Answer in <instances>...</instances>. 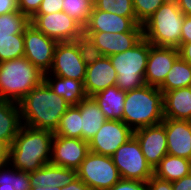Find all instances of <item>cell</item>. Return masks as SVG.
<instances>
[{
	"label": "cell",
	"instance_id": "cell-1",
	"mask_svg": "<svg viewBox=\"0 0 191 190\" xmlns=\"http://www.w3.org/2000/svg\"><path fill=\"white\" fill-rule=\"evenodd\" d=\"M22 125L55 132L70 105L43 81L20 102ZM24 123V124H23Z\"/></svg>",
	"mask_w": 191,
	"mask_h": 190
},
{
	"label": "cell",
	"instance_id": "cell-2",
	"mask_svg": "<svg viewBox=\"0 0 191 190\" xmlns=\"http://www.w3.org/2000/svg\"><path fill=\"white\" fill-rule=\"evenodd\" d=\"M53 137V131L22 125L10 146V166L32 172L49 164Z\"/></svg>",
	"mask_w": 191,
	"mask_h": 190
},
{
	"label": "cell",
	"instance_id": "cell-3",
	"mask_svg": "<svg viewBox=\"0 0 191 190\" xmlns=\"http://www.w3.org/2000/svg\"><path fill=\"white\" fill-rule=\"evenodd\" d=\"M164 120L163 92L150 85L126 92L122 121L133 131Z\"/></svg>",
	"mask_w": 191,
	"mask_h": 190
},
{
	"label": "cell",
	"instance_id": "cell-4",
	"mask_svg": "<svg viewBox=\"0 0 191 190\" xmlns=\"http://www.w3.org/2000/svg\"><path fill=\"white\" fill-rule=\"evenodd\" d=\"M44 81V73L26 57L0 63V97L20 102L33 88Z\"/></svg>",
	"mask_w": 191,
	"mask_h": 190
},
{
	"label": "cell",
	"instance_id": "cell-5",
	"mask_svg": "<svg viewBox=\"0 0 191 190\" xmlns=\"http://www.w3.org/2000/svg\"><path fill=\"white\" fill-rule=\"evenodd\" d=\"M185 15L175 0H168L143 24V37L152 45L178 48Z\"/></svg>",
	"mask_w": 191,
	"mask_h": 190
},
{
	"label": "cell",
	"instance_id": "cell-6",
	"mask_svg": "<svg viewBox=\"0 0 191 190\" xmlns=\"http://www.w3.org/2000/svg\"><path fill=\"white\" fill-rule=\"evenodd\" d=\"M150 42L144 37L131 49L108 56L116 70V86L128 92L145 85V70L149 55Z\"/></svg>",
	"mask_w": 191,
	"mask_h": 190
},
{
	"label": "cell",
	"instance_id": "cell-7",
	"mask_svg": "<svg viewBox=\"0 0 191 190\" xmlns=\"http://www.w3.org/2000/svg\"><path fill=\"white\" fill-rule=\"evenodd\" d=\"M89 54L84 38L78 41L58 42L51 69L45 74L84 81Z\"/></svg>",
	"mask_w": 191,
	"mask_h": 190
},
{
	"label": "cell",
	"instance_id": "cell-8",
	"mask_svg": "<svg viewBox=\"0 0 191 190\" xmlns=\"http://www.w3.org/2000/svg\"><path fill=\"white\" fill-rule=\"evenodd\" d=\"M76 172L92 190H108L121 179L111 157L92 152L87 154Z\"/></svg>",
	"mask_w": 191,
	"mask_h": 190
},
{
	"label": "cell",
	"instance_id": "cell-9",
	"mask_svg": "<svg viewBox=\"0 0 191 190\" xmlns=\"http://www.w3.org/2000/svg\"><path fill=\"white\" fill-rule=\"evenodd\" d=\"M111 158L118 168L121 179L147 182L154 175V169L147 162L134 136L122 144Z\"/></svg>",
	"mask_w": 191,
	"mask_h": 190
},
{
	"label": "cell",
	"instance_id": "cell-10",
	"mask_svg": "<svg viewBox=\"0 0 191 190\" xmlns=\"http://www.w3.org/2000/svg\"><path fill=\"white\" fill-rule=\"evenodd\" d=\"M30 24L57 42L78 41L84 38V28L64 11L34 14Z\"/></svg>",
	"mask_w": 191,
	"mask_h": 190
},
{
	"label": "cell",
	"instance_id": "cell-11",
	"mask_svg": "<svg viewBox=\"0 0 191 190\" xmlns=\"http://www.w3.org/2000/svg\"><path fill=\"white\" fill-rule=\"evenodd\" d=\"M143 38V32H84L89 53L112 56L131 49Z\"/></svg>",
	"mask_w": 191,
	"mask_h": 190
},
{
	"label": "cell",
	"instance_id": "cell-12",
	"mask_svg": "<svg viewBox=\"0 0 191 190\" xmlns=\"http://www.w3.org/2000/svg\"><path fill=\"white\" fill-rule=\"evenodd\" d=\"M57 43L30 24L24 31V57L41 72L48 73Z\"/></svg>",
	"mask_w": 191,
	"mask_h": 190
},
{
	"label": "cell",
	"instance_id": "cell-13",
	"mask_svg": "<svg viewBox=\"0 0 191 190\" xmlns=\"http://www.w3.org/2000/svg\"><path fill=\"white\" fill-rule=\"evenodd\" d=\"M133 133L134 131L123 121L107 119L89 141V150L95 154L111 157L133 136Z\"/></svg>",
	"mask_w": 191,
	"mask_h": 190
},
{
	"label": "cell",
	"instance_id": "cell-14",
	"mask_svg": "<svg viewBox=\"0 0 191 190\" xmlns=\"http://www.w3.org/2000/svg\"><path fill=\"white\" fill-rule=\"evenodd\" d=\"M117 73L108 56H99L90 53L86 66L84 88L88 97L114 86Z\"/></svg>",
	"mask_w": 191,
	"mask_h": 190
},
{
	"label": "cell",
	"instance_id": "cell-15",
	"mask_svg": "<svg viewBox=\"0 0 191 190\" xmlns=\"http://www.w3.org/2000/svg\"><path fill=\"white\" fill-rule=\"evenodd\" d=\"M89 152V142L83 139L54 135L50 164L77 170Z\"/></svg>",
	"mask_w": 191,
	"mask_h": 190
},
{
	"label": "cell",
	"instance_id": "cell-16",
	"mask_svg": "<svg viewBox=\"0 0 191 190\" xmlns=\"http://www.w3.org/2000/svg\"><path fill=\"white\" fill-rule=\"evenodd\" d=\"M133 136L139 142L144 157L153 169L168 154L167 136L163 122L136 129Z\"/></svg>",
	"mask_w": 191,
	"mask_h": 190
},
{
	"label": "cell",
	"instance_id": "cell-17",
	"mask_svg": "<svg viewBox=\"0 0 191 190\" xmlns=\"http://www.w3.org/2000/svg\"><path fill=\"white\" fill-rule=\"evenodd\" d=\"M178 58V48L154 46L150 43L144 77L145 83L159 87Z\"/></svg>",
	"mask_w": 191,
	"mask_h": 190
},
{
	"label": "cell",
	"instance_id": "cell-18",
	"mask_svg": "<svg viewBox=\"0 0 191 190\" xmlns=\"http://www.w3.org/2000/svg\"><path fill=\"white\" fill-rule=\"evenodd\" d=\"M84 32H143V25H136L129 17H123L92 7Z\"/></svg>",
	"mask_w": 191,
	"mask_h": 190
},
{
	"label": "cell",
	"instance_id": "cell-19",
	"mask_svg": "<svg viewBox=\"0 0 191 190\" xmlns=\"http://www.w3.org/2000/svg\"><path fill=\"white\" fill-rule=\"evenodd\" d=\"M168 154L191 160V121L164 118Z\"/></svg>",
	"mask_w": 191,
	"mask_h": 190
},
{
	"label": "cell",
	"instance_id": "cell-20",
	"mask_svg": "<svg viewBox=\"0 0 191 190\" xmlns=\"http://www.w3.org/2000/svg\"><path fill=\"white\" fill-rule=\"evenodd\" d=\"M164 118L191 121V86L163 93Z\"/></svg>",
	"mask_w": 191,
	"mask_h": 190
},
{
	"label": "cell",
	"instance_id": "cell-21",
	"mask_svg": "<svg viewBox=\"0 0 191 190\" xmlns=\"http://www.w3.org/2000/svg\"><path fill=\"white\" fill-rule=\"evenodd\" d=\"M44 82L54 93L62 96L70 106H76L88 97L85 92L84 81L44 74Z\"/></svg>",
	"mask_w": 191,
	"mask_h": 190
},
{
	"label": "cell",
	"instance_id": "cell-22",
	"mask_svg": "<svg viewBox=\"0 0 191 190\" xmlns=\"http://www.w3.org/2000/svg\"><path fill=\"white\" fill-rule=\"evenodd\" d=\"M81 112L82 139L89 142L107 120L92 97H87L77 104Z\"/></svg>",
	"mask_w": 191,
	"mask_h": 190
},
{
	"label": "cell",
	"instance_id": "cell-23",
	"mask_svg": "<svg viewBox=\"0 0 191 190\" xmlns=\"http://www.w3.org/2000/svg\"><path fill=\"white\" fill-rule=\"evenodd\" d=\"M125 96L126 92L114 85L93 95L92 98L107 119L122 121Z\"/></svg>",
	"mask_w": 191,
	"mask_h": 190
},
{
	"label": "cell",
	"instance_id": "cell-24",
	"mask_svg": "<svg viewBox=\"0 0 191 190\" xmlns=\"http://www.w3.org/2000/svg\"><path fill=\"white\" fill-rule=\"evenodd\" d=\"M77 177L74 169L46 164L36 171L29 172L31 184H50L62 187L70 184Z\"/></svg>",
	"mask_w": 191,
	"mask_h": 190
},
{
	"label": "cell",
	"instance_id": "cell-25",
	"mask_svg": "<svg viewBox=\"0 0 191 190\" xmlns=\"http://www.w3.org/2000/svg\"><path fill=\"white\" fill-rule=\"evenodd\" d=\"M21 126L19 104L10 100L0 101V140L11 145Z\"/></svg>",
	"mask_w": 191,
	"mask_h": 190
},
{
	"label": "cell",
	"instance_id": "cell-26",
	"mask_svg": "<svg viewBox=\"0 0 191 190\" xmlns=\"http://www.w3.org/2000/svg\"><path fill=\"white\" fill-rule=\"evenodd\" d=\"M191 173V160L167 154L154 168V176L174 182Z\"/></svg>",
	"mask_w": 191,
	"mask_h": 190
},
{
	"label": "cell",
	"instance_id": "cell-27",
	"mask_svg": "<svg viewBox=\"0 0 191 190\" xmlns=\"http://www.w3.org/2000/svg\"><path fill=\"white\" fill-rule=\"evenodd\" d=\"M191 86V64L180 57L174 62L164 82L158 87L163 93Z\"/></svg>",
	"mask_w": 191,
	"mask_h": 190
},
{
	"label": "cell",
	"instance_id": "cell-28",
	"mask_svg": "<svg viewBox=\"0 0 191 190\" xmlns=\"http://www.w3.org/2000/svg\"><path fill=\"white\" fill-rule=\"evenodd\" d=\"M54 135L82 139L81 112L77 105L70 106L62 115Z\"/></svg>",
	"mask_w": 191,
	"mask_h": 190
},
{
	"label": "cell",
	"instance_id": "cell-29",
	"mask_svg": "<svg viewBox=\"0 0 191 190\" xmlns=\"http://www.w3.org/2000/svg\"><path fill=\"white\" fill-rule=\"evenodd\" d=\"M10 168L9 163L0 167V190H31L29 172Z\"/></svg>",
	"mask_w": 191,
	"mask_h": 190
},
{
	"label": "cell",
	"instance_id": "cell-30",
	"mask_svg": "<svg viewBox=\"0 0 191 190\" xmlns=\"http://www.w3.org/2000/svg\"><path fill=\"white\" fill-rule=\"evenodd\" d=\"M30 25V18L20 11L0 15V40L14 38Z\"/></svg>",
	"mask_w": 191,
	"mask_h": 190
},
{
	"label": "cell",
	"instance_id": "cell-31",
	"mask_svg": "<svg viewBox=\"0 0 191 190\" xmlns=\"http://www.w3.org/2000/svg\"><path fill=\"white\" fill-rule=\"evenodd\" d=\"M93 6L100 11L129 17L136 25H141L136 19L133 0H97Z\"/></svg>",
	"mask_w": 191,
	"mask_h": 190
},
{
	"label": "cell",
	"instance_id": "cell-32",
	"mask_svg": "<svg viewBox=\"0 0 191 190\" xmlns=\"http://www.w3.org/2000/svg\"><path fill=\"white\" fill-rule=\"evenodd\" d=\"M24 57V32L0 40V63Z\"/></svg>",
	"mask_w": 191,
	"mask_h": 190
},
{
	"label": "cell",
	"instance_id": "cell-33",
	"mask_svg": "<svg viewBox=\"0 0 191 190\" xmlns=\"http://www.w3.org/2000/svg\"><path fill=\"white\" fill-rule=\"evenodd\" d=\"M62 4L63 11L84 28L93 5L87 0H63Z\"/></svg>",
	"mask_w": 191,
	"mask_h": 190
},
{
	"label": "cell",
	"instance_id": "cell-34",
	"mask_svg": "<svg viewBox=\"0 0 191 190\" xmlns=\"http://www.w3.org/2000/svg\"><path fill=\"white\" fill-rule=\"evenodd\" d=\"M168 0H133L137 21L143 25Z\"/></svg>",
	"mask_w": 191,
	"mask_h": 190
},
{
	"label": "cell",
	"instance_id": "cell-35",
	"mask_svg": "<svg viewBox=\"0 0 191 190\" xmlns=\"http://www.w3.org/2000/svg\"><path fill=\"white\" fill-rule=\"evenodd\" d=\"M108 190H147V184L139 180L120 179Z\"/></svg>",
	"mask_w": 191,
	"mask_h": 190
},
{
	"label": "cell",
	"instance_id": "cell-36",
	"mask_svg": "<svg viewBox=\"0 0 191 190\" xmlns=\"http://www.w3.org/2000/svg\"><path fill=\"white\" fill-rule=\"evenodd\" d=\"M63 0H42L38 11L35 14H50L63 11Z\"/></svg>",
	"mask_w": 191,
	"mask_h": 190
},
{
	"label": "cell",
	"instance_id": "cell-37",
	"mask_svg": "<svg viewBox=\"0 0 191 190\" xmlns=\"http://www.w3.org/2000/svg\"><path fill=\"white\" fill-rule=\"evenodd\" d=\"M42 0H18L19 11L31 18L39 9Z\"/></svg>",
	"mask_w": 191,
	"mask_h": 190
},
{
	"label": "cell",
	"instance_id": "cell-38",
	"mask_svg": "<svg viewBox=\"0 0 191 190\" xmlns=\"http://www.w3.org/2000/svg\"><path fill=\"white\" fill-rule=\"evenodd\" d=\"M147 190H173L172 182L152 176L147 182Z\"/></svg>",
	"mask_w": 191,
	"mask_h": 190
},
{
	"label": "cell",
	"instance_id": "cell-39",
	"mask_svg": "<svg viewBox=\"0 0 191 190\" xmlns=\"http://www.w3.org/2000/svg\"><path fill=\"white\" fill-rule=\"evenodd\" d=\"M191 42V16L185 15L181 30V45Z\"/></svg>",
	"mask_w": 191,
	"mask_h": 190
},
{
	"label": "cell",
	"instance_id": "cell-40",
	"mask_svg": "<svg viewBox=\"0 0 191 190\" xmlns=\"http://www.w3.org/2000/svg\"><path fill=\"white\" fill-rule=\"evenodd\" d=\"M19 11L18 0H0V15Z\"/></svg>",
	"mask_w": 191,
	"mask_h": 190
},
{
	"label": "cell",
	"instance_id": "cell-41",
	"mask_svg": "<svg viewBox=\"0 0 191 190\" xmlns=\"http://www.w3.org/2000/svg\"><path fill=\"white\" fill-rule=\"evenodd\" d=\"M10 146L7 141L0 140V167L9 163Z\"/></svg>",
	"mask_w": 191,
	"mask_h": 190
},
{
	"label": "cell",
	"instance_id": "cell-42",
	"mask_svg": "<svg viewBox=\"0 0 191 190\" xmlns=\"http://www.w3.org/2000/svg\"><path fill=\"white\" fill-rule=\"evenodd\" d=\"M173 190H191V173L183 178L172 182Z\"/></svg>",
	"mask_w": 191,
	"mask_h": 190
},
{
	"label": "cell",
	"instance_id": "cell-43",
	"mask_svg": "<svg viewBox=\"0 0 191 190\" xmlns=\"http://www.w3.org/2000/svg\"><path fill=\"white\" fill-rule=\"evenodd\" d=\"M59 190H92L80 178L76 177L70 184L60 187Z\"/></svg>",
	"mask_w": 191,
	"mask_h": 190
},
{
	"label": "cell",
	"instance_id": "cell-44",
	"mask_svg": "<svg viewBox=\"0 0 191 190\" xmlns=\"http://www.w3.org/2000/svg\"><path fill=\"white\" fill-rule=\"evenodd\" d=\"M179 57L191 64V42L183 43L178 47Z\"/></svg>",
	"mask_w": 191,
	"mask_h": 190
},
{
	"label": "cell",
	"instance_id": "cell-45",
	"mask_svg": "<svg viewBox=\"0 0 191 190\" xmlns=\"http://www.w3.org/2000/svg\"><path fill=\"white\" fill-rule=\"evenodd\" d=\"M184 15L191 16V0H175Z\"/></svg>",
	"mask_w": 191,
	"mask_h": 190
},
{
	"label": "cell",
	"instance_id": "cell-46",
	"mask_svg": "<svg viewBox=\"0 0 191 190\" xmlns=\"http://www.w3.org/2000/svg\"><path fill=\"white\" fill-rule=\"evenodd\" d=\"M31 190H59L60 187L50 184H31Z\"/></svg>",
	"mask_w": 191,
	"mask_h": 190
},
{
	"label": "cell",
	"instance_id": "cell-47",
	"mask_svg": "<svg viewBox=\"0 0 191 190\" xmlns=\"http://www.w3.org/2000/svg\"><path fill=\"white\" fill-rule=\"evenodd\" d=\"M87 1H89L92 5H94L97 0H87Z\"/></svg>",
	"mask_w": 191,
	"mask_h": 190
}]
</instances>
